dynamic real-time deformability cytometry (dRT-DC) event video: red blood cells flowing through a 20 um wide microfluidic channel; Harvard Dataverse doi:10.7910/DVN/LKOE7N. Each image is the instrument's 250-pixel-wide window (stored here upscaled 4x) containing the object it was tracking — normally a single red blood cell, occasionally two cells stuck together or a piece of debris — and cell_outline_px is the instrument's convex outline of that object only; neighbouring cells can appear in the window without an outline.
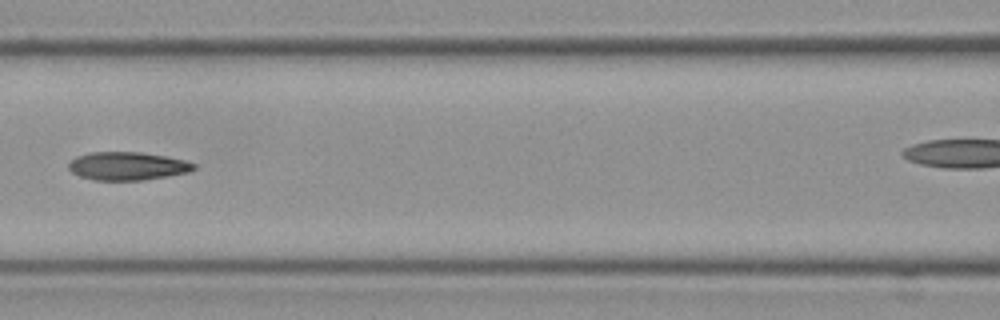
{"species": "Egyptian fruit bat (a non-hibernating species)", "species_latin": "Rousettus aegyptiacus", "temperature_condition": "cold", "stored_images_in_passage": 6, "segment_of_instrument_passage": [1, 2], "camera_frame_rate_fps": 3000, "um_per_image_px": 0.085, "frame": {"image": 1, "passage_image": 5, "time_ms": 1.333, "image_size_px": [1000, 320], "cell_outline_px": [[196, 168], [188, 172], [168, 176], [144, 180], [92, 180], [80, 176], [72, 172], [68, 168], [68, 164], [76, 156], [88, 152], [140, 152], [164, 156], [184, 160], [196, 164]], "centroid_in_image_um": [10.81, 14.11], "position_along_channel_um": 155.8, "area_um2": 20.58}}